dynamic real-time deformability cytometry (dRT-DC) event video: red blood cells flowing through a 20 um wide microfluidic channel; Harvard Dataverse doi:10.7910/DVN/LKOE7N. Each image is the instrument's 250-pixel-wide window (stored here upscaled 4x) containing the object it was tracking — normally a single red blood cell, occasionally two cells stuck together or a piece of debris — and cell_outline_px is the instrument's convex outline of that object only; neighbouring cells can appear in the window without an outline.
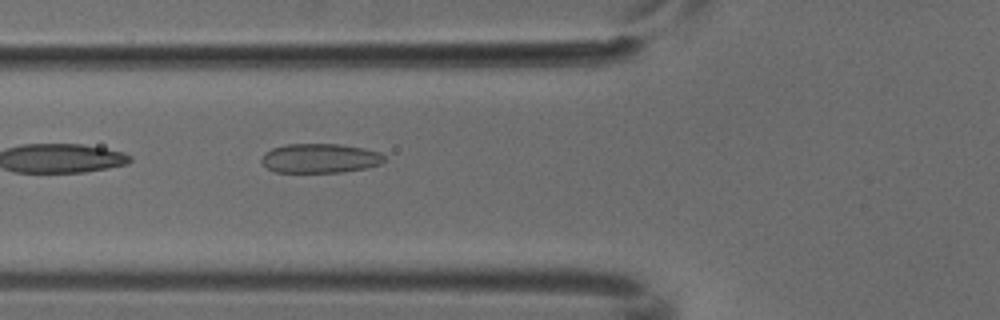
{"species": "common noctule bat (a hibernating species)", "species_latin": "Nyctalus noctula", "temperature_condition": "cold", "stored_images_in_passage": 5, "camera_frame_rate_fps": 3000, "um_per_image_px": 0.085, "animal": {"sex": "male", "body_mass_g": 18.8}, "frame": {"image": 1, "passage_image": 5, "time_ms": 1.333, "image_size_px": [1000, 320], "cell_outline_px": [[384, 160], [380, 164], [368, 168], [344, 172], [276, 172], [268, 168], [260, 160], [264, 152], [272, 148], [284, 144], [340, 144], [364, 148], [380, 152], [384, 156]], "centroid_in_image_um": [27.2, 13.45], "position_along_channel_um": 98.6, "area_um2": 21.15}}